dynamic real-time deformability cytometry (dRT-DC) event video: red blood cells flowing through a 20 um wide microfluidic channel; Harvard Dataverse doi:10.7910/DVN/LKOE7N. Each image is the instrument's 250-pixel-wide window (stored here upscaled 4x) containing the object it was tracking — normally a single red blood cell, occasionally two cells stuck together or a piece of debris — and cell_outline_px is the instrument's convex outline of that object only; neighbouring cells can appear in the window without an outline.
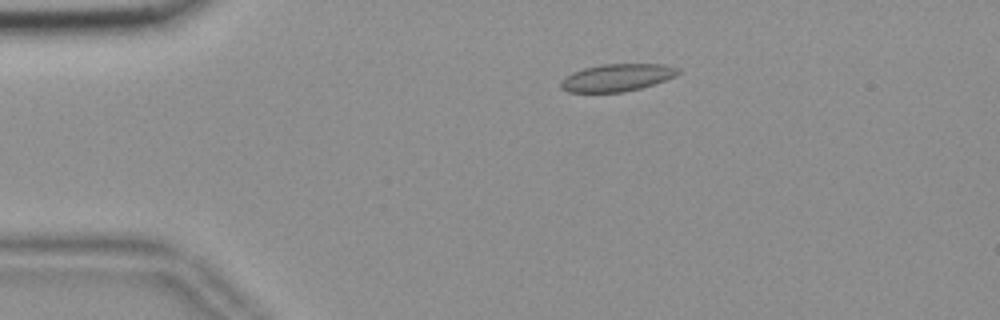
{"species": "common noctule bat (a hibernating species)", "species_latin": "Nyctalus noctula", "temperature_condition": "room temperature", "stored_images_in_passage": 55, "camera_frame_rate_fps": 3000, "um_per_image_px": 0.085, "animal": {"sex": "female", "body_mass_g": 18.4}, "frame": {"image": 1, "passage_image": 11, "time_ms": 3.333, "image_size_px": [1000, 320], "cell_outline_px": [[680, 72], [676, 76], [640, 88], [624, 92], [568, 92], [560, 88], [560, 84], [572, 72], [584, 68], [600, 64], [664, 64], [680, 68]], "centroid_in_image_um": [52.46, 6.59], "position_along_channel_um": 32.5, "area_um2": 18.61}}
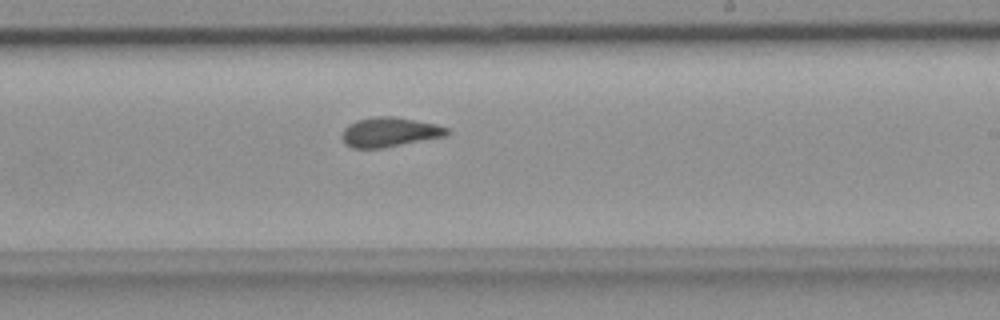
{"frame": {"image": 2, "passage_image": 33, "time_ms": 10.667, "image_size_px": [1000, 320], "cell_outline_px": [[452, 132], [444, 136], [380, 148], [352, 148], [344, 144], [340, 136], [344, 128], [348, 124], [356, 120], [376, 116], [392, 116], [436, 124], [448, 128]], "centroid_in_image_um": [33.06, 11.22], "position_along_channel_um": 255.9, "area_um2": 18.03}}
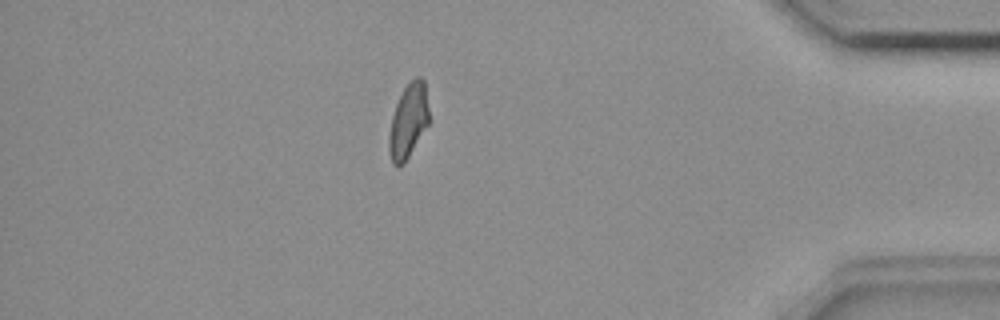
{"frame": {"image": 3, "passage_image": 48, "time_ms": 15.667, "image_size_px": [1000, 320], "cell_outline_px": [[428, 124], [404, 164], [392, 164], [388, 148], [388, 136], [392, 116], [396, 104], [404, 88], [416, 76], [420, 76], [424, 80], [428, 108]], "centroid_in_image_um": [34.69, 10.29], "position_along_channel_um": 400.5, "area_um2": 17.05}, "authors_computed_cell_mechanics": {"area_um2": 18.0336, "velocity_mm_per_s": 3.6612, "shape_relaxation_time_tau1_ms": null, "shape_relaxation_time_tau2_ms": 1.7937, "deformation_change_tau1": null, "deformation_change_tau2": 0.0805}}